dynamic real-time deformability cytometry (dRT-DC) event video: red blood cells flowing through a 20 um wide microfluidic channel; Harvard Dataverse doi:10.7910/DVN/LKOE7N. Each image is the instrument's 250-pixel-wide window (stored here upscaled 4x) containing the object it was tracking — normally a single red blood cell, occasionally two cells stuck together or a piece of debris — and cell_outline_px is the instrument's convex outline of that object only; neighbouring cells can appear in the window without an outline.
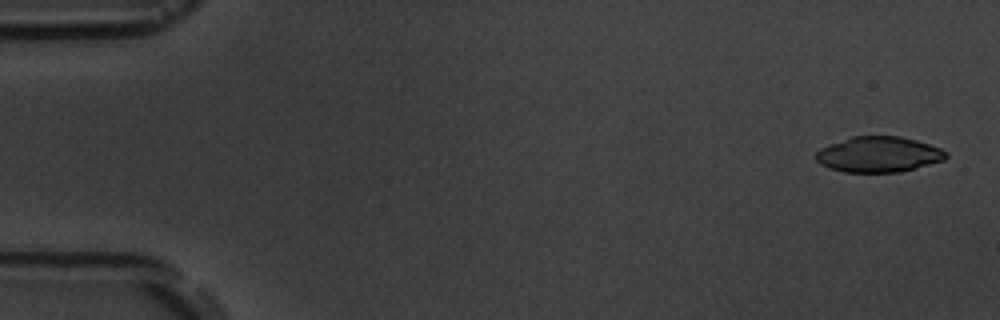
{"species": "common noctule bat (a hibernating species)", "species_latin": "Nyctalus noctula", "temperature_condition": "room temperature", "stored_images_in_passage": 5, "camera_frame_rate_fps": 3000, "um_per_image_px": 0.085, "animal": {"sex": "male", "body_mass_g": 19.5, "forearm_length_mm": 54.6}, "frame": {"image": 1, "passage_image": 1, "time_ms": 0.0, "image_size_px": [1000, 320], "cell_outline_px": [[948, 156], [944, 160], [900, 172], [844, 172], [828, 168], [820, 164], [816, 160], [816, 152], [820, 148], [852, 136], [900, 136], [916, 140], [940, 148], [948, 152]], "centroid_in_image_um": [74.68, 13.13], "position_along_channel_um": 10.3, "area_um2": 26.93}}